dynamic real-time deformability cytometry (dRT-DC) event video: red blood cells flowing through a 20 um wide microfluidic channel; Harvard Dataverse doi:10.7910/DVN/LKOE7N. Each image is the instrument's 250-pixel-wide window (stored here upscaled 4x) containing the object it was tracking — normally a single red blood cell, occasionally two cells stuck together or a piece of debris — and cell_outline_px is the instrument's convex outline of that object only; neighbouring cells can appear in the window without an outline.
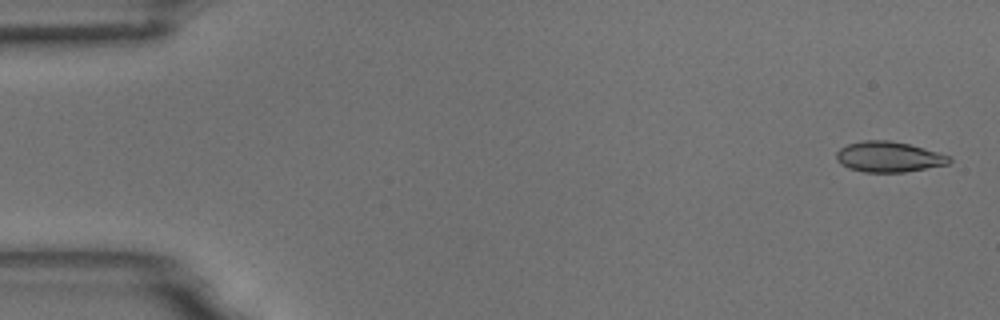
{"species": "common noctule bat (a hibernating species)", "species_latin": "Nyctalus noctula", "temperature_condition": "room temperature", "stored_images_in_passage": 6, "camera_frame_rate_fps": 3000, "um_per_image_px": 0.085, "animal": {"sex": "male", "body_mass_g": 18.8}, "frame": {"image": 1, "passage_image": 1, "time_ms": 0.0, "image_size_px": [1000, 320], "cell_outline_px": [[952, 160], [948, 164], [904, 172], [864, 172], [848, 168], [840, 164], [836, 160], [836, 152], [840, 148], [848, 144], [860, 140], [888, 140], [908, 144], [924, 148], [948, 156]], "centroid_in_image_um": [75.48, 13.33], "position_along_channel_um": 9.5, "area_um2": 20.0}}